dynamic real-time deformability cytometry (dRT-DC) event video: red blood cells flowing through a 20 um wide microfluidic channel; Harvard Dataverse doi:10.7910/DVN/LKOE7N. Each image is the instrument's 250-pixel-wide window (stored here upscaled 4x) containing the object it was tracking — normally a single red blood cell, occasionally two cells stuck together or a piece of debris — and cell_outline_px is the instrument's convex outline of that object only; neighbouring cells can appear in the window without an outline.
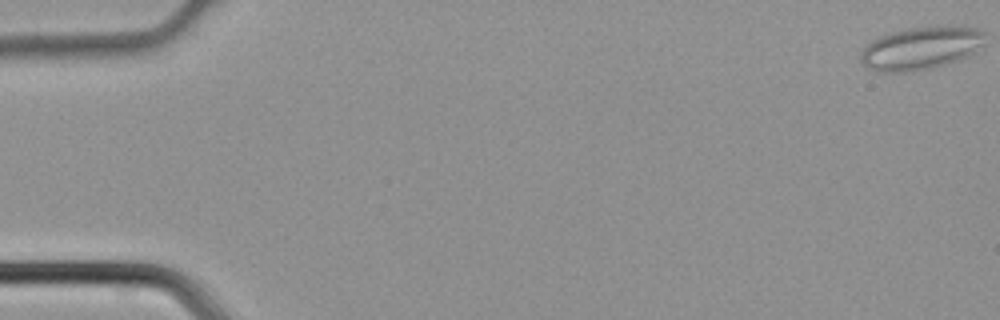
{"species": "common noctule bat (a hibernating species)", "species_latin": "Nyctalus noctula", "temperature_condition": "cold", "stored_images_in_passage": 11, "camera_frame_rate_fps": 3000, "um_per_image_px": 0.085, "animal": {"sex": "male", "body_mass_g": 21.5, "forearm_length_mm": 52.0}, "frame": {"image": 1, "passage_image": 1, "time_ms": 0.0, "image_size_px": [1000, 320], "cell_outline_px": [[984, 44], [968, 56], [932, 68], [912, 72], [876, 72], [868, 68], [860, 60], [860, 52], [872, 40], [880, 36], [892, 32], [908, 28], [936, 24], [964, 24], [980, 28], [984, 32]], "centroid_in_image_um": [78.32, 4.05], "position_along_channel_um": 6.7, "area_um2": 31.91}}